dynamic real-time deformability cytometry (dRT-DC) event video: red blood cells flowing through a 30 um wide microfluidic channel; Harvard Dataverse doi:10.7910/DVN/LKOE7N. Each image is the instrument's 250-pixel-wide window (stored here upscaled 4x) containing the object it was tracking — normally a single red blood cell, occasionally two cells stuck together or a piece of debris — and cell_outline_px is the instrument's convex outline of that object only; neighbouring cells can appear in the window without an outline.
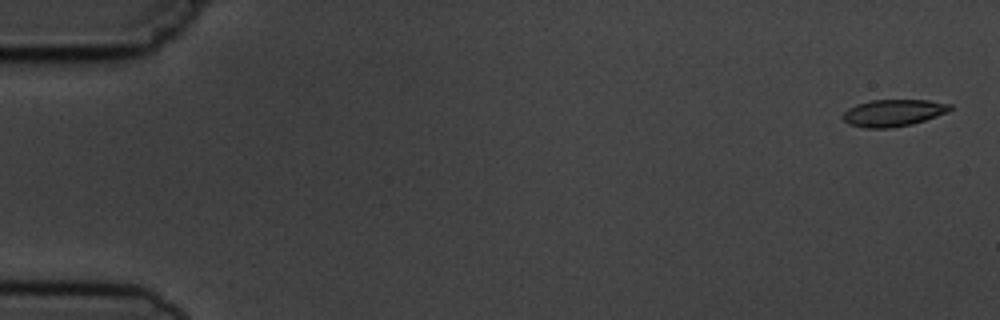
{"species": "common noctule bat (a hibernating species)", "species_latin": "Nyctalus noctula", "temperature_condition": "cold", "stored_images_in_passage": 6, "camera_frame_rate_fps": 3000, "um_per_image_px": 0.085, "animal": {"sex": "male", "body_mass_g": 19.5, "forearm_length_mm": 54.6}, "frame": {"image": 1, "passage_image": 1, "time_ms": 0.0, "image_size_px": [1000, 320], "cell_outline_px": [[952, 108], [948, 112], [912, 124], [888, 128], [864, 128], [848, 124], [840, 116], [848, 108], [856, 104], [872, 100], [928, 100], [952, 104]], "centroid_in_image_um": [75.9, 9.59], "position_along_channel_um": 9.1, "area_um2": 16.88}}
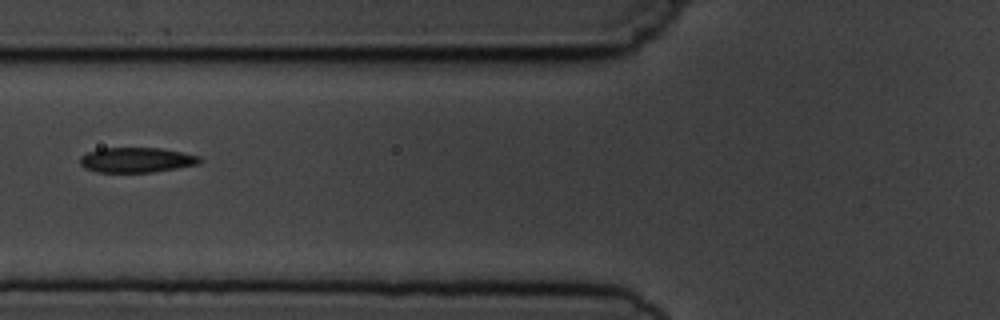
{"frame": {"image": 2, "passage_image": 6, "time_ms": 6.667, "image_size_px": [1000, 320], "cell_outline_px": [[204, 160], [200, 164], [156, 172], [96, 172], [84, 168], [80, 164], [80, 156], [88, 152], [100, 148], [160, 148], [200, 156]], "centroid_in_image_um": [11.62, 13.6], "position_along_channel_um": 114.2, "area_um2": 17.63}}